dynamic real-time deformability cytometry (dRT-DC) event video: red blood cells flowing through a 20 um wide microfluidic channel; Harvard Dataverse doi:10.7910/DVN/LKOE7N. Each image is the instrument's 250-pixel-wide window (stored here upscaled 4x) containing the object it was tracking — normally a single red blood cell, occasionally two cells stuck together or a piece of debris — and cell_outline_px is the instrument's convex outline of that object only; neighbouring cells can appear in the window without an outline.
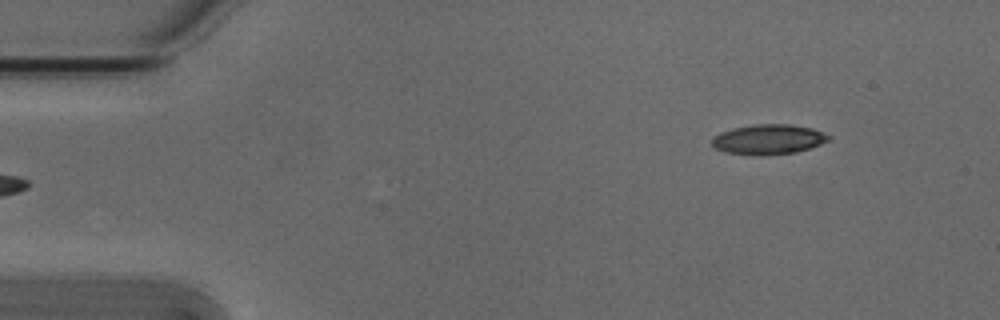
{"species": "Egyptian fruit bat (a non-hibernating species)", "species_latin": "Rousettus aegyptiacus", "temperature_condition": "cold", "stored_images_in_passage": 4, "segment_of_instrument_passage": [2, 2], "camera_frame_rate_fps": 3000, "um_per_image_px": 0.085, "animal": {"sex": "male"}, "frame": {"image": 1, "passage_image": 4, "time_ms": 1.0, "image_size_px": [1000, 320], "cell_outline_px": [[832, 136], [828, 140], [820, 144], [796, 152], [764, 156], [752, 156], [724, 152], [716, 148], [712, 144], [712, 136], [720, 132], [732, 128], [756, 124], [788, 124], [812, 128]], "centroid_in_image_um": [65.27, 11.86], "position_along_channel_um": 19.7, "area_um2": 20.58}}